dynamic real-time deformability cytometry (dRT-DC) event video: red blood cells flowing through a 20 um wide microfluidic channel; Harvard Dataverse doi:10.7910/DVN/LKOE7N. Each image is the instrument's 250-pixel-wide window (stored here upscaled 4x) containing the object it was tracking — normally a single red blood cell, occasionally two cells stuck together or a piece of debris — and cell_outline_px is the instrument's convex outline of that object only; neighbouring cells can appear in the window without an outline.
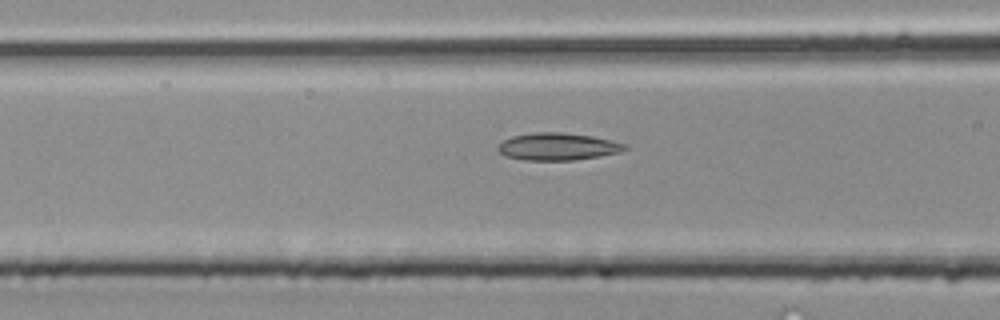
{"species": "common noctule bat (a hibernating species)", "species_latin": "Nyctalus noctula", "temperature_condition": "room temperature", "stored_images_in_passage": 29, "camera_frame_rate_fps": 3000, "um_per_image_px": 0.085, "animal": {"sex": "male", "body_mass_g": 20.4}, "frame": {"image": 1, "passage_image": 4, "time_ms": 1.0, "image_size_px": [1000, 320], "cell_outline_px": [[628, 148], [620, 152], [600, 156], [572, 160], [524, 160], [504, 156], [496, 148], [504, 140], [512, 136], [532, 132], [560, 132], [592, 136], [612, 140], [628, 144]], "centroid_in_image_um": [47.42, 12.45], "position_along_channel_um": 119.2, "area_um2": 20.29}}
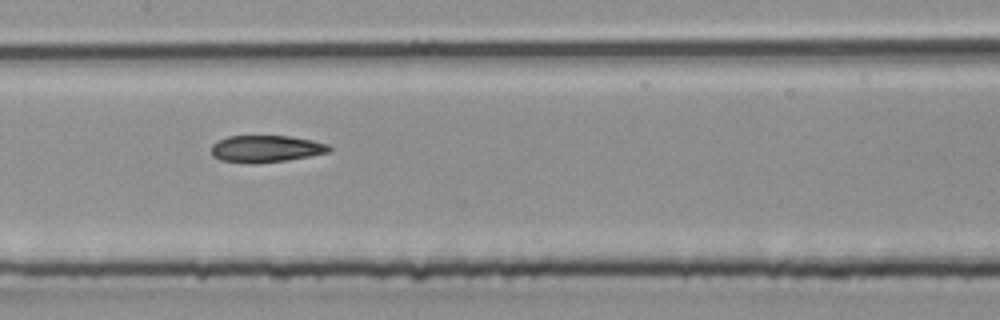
{"frame": {"image": 2, "passage_image": 8, "time_ms": 2.333, "image_size_px": [1000, 320], "cell_outline_px": [[332, 152], [288, 160], [252, 164], [248, 164], [220, 160], [212, 156], [212, 144], [228, 136], [288, 136], [312, 140], [328, 144], [332, 148]], "centroid_in_image_um": [22.63, 12.66], "position_along_channel_um": 184.8, "area_um2": 18.67}}
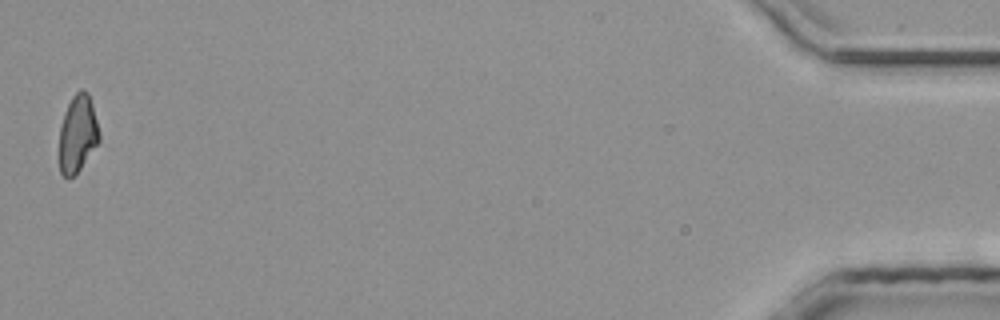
{"frame": {"image": 3, "passage_image": 29, "time_ms": 9.333, "image_size_px": [1000, 320], "cell_outline_px": [[100, 140], [80, 168], [68, 180], [60, 172], [60, 128], [64, 112], [72, 96], [80, 88], [84, 88], [88, 92], [92, 104], [100, 132]], "centroid_in_image_um": [6.61, 11.33], "position_along_channel_um": 428.6, "area_um2": 17.92}}